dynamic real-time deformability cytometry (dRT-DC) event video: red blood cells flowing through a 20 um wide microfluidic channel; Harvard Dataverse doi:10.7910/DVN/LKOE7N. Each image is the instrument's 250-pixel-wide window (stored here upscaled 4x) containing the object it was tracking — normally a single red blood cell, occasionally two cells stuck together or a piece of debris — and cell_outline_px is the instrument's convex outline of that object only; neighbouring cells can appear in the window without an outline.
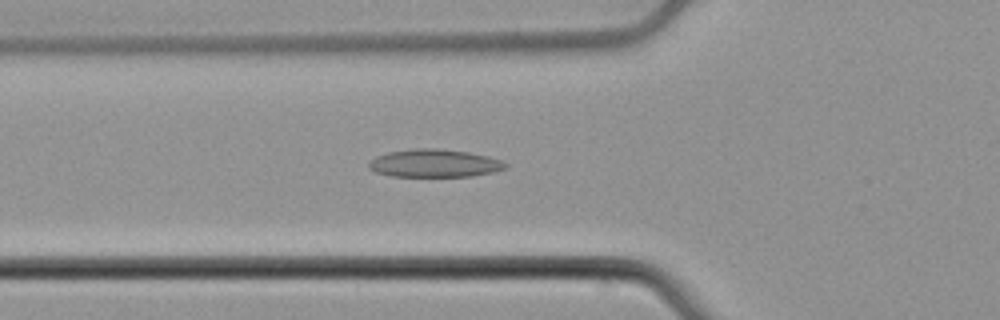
{"species": "common noctule bat (a hibernating species)", "species_latin": "Nyctalus noctula", "temperature_condition": "cold", "stored_images_in_passage": 44, "camera_frame_rate_fps": 3000, "um_per_image_px": 0.085, "animal": {"sex": "male", "body_mass_g": 21.5, "forearm_length_mm": 52.0}, "frame": {"image": 1, "passage_image": 12, "time_ms": 3.667, "image_size_px": [1000, 320], "cell_outline_px": [[508, 168], [492, 172], [472, 176], [392, 176], [376, 172], [368, 168], [368, 164], [376, 156], [388, 152], [412, 148], [436, 148], [468, 152], [488, 156], [500, 160], [508, 164]], "centroid_in_image_um": [36.93, 13.87], "position_along_channel_um": 88.9, "area_um2": 22.2}}
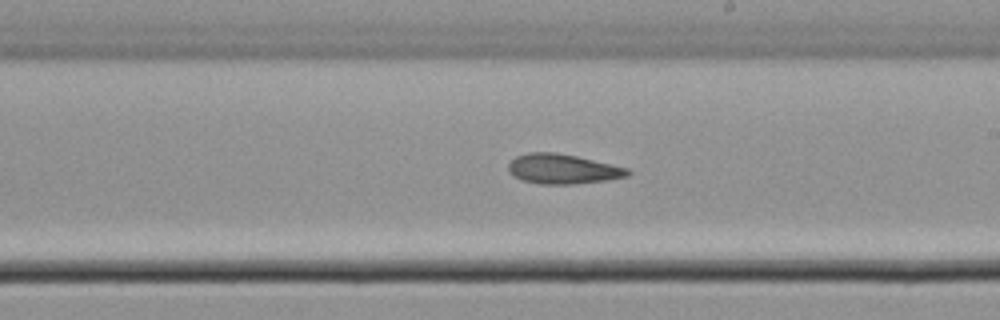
{"frame": {"image": 2, "passage_image": 24, "time_ms": 7.667, "image_size_px": [1000, 320], "cell_outline_px": [[632, 172], [628, 176], [608, 180], [572, 184], [540, 184], [520, 180], [508, 172], [508, 164], [516, 156], [528, 152], [556, 152], [576, 156], [628, 168]], "centroid_in_image_um": [47.81, 14.36], "position_along_channel_um": 241.2, "area_um2": 20.81}}
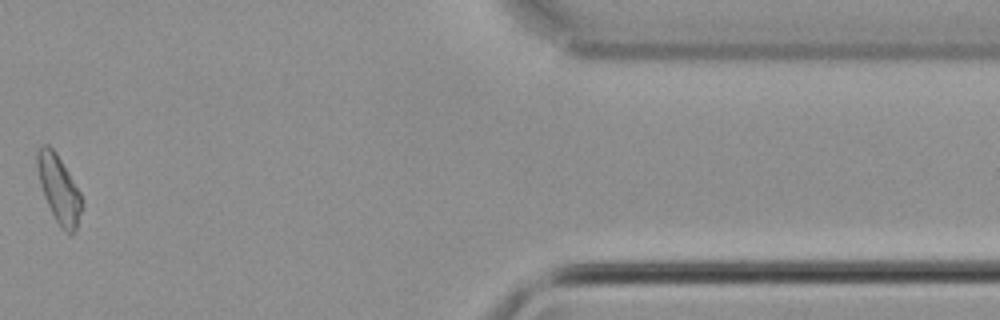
{"frame": {"image": 3, "passage_image": 37, "time_ms": 12.0, "image_size_px": [1000, 320], "cell_outline_px": [[84, 204], [76, 228], [68, 236], [56, 220], [44, 196], [40, 184], [36, 168], [36, 152], [44, 144], [48, 144], [56, 152], [80, 192], [84, 200]], "centroid_in_image_um": [5.01, 16.06], "position_along_channel_um": 406.4, "area_um2": 17.51}, "authors_computed_cell_mechanics": {"area_um2": 20.8369, "velocity_mm_per_s": 3.7963, "shape_relaxation_time_tau1_ms": 10.7396, "shape_relaxation_time_tau2_ms": 4.9661, "deformation_change_tau1": 0.1554, "deformation_change_tau2": 0.1141}}